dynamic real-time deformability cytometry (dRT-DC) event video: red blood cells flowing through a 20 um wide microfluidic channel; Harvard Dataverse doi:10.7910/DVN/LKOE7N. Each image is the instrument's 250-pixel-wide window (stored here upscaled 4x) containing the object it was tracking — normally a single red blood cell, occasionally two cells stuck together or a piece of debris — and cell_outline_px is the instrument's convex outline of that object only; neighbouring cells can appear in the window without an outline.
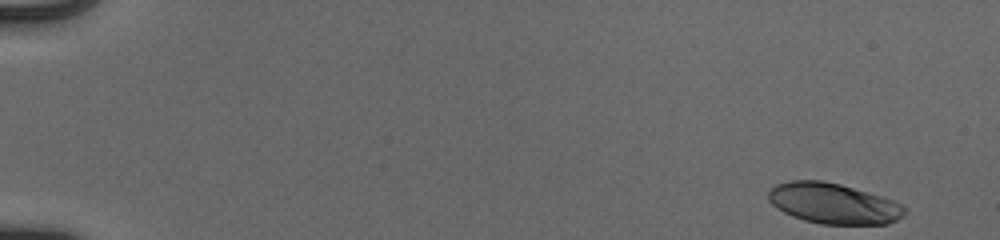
{"species": "human", "species_latin": "Homo sapiens", "temperature_condition": "cold", "stored_images_in_passage": 52, "camera_frame_rate_fps": 3000, "um_per_image_px": 0.085, "donor": {"sex": "male"}, "frame": {"image": 1, "passage_image": 1, "time_ms": 0.0, "image_size_px": [1000, 240], "cell_outline_px": [[908, 208], [904, 216], [888, 224], [820, 224], [804, 220], [792, 216], [776, 208], [768, 200], [768, 192], [776, 184], [792, 180], [824, 180], [840, 184], [880, 196], [892, 200]], "centroid_in_image_um": [70.83, 17.3], "position_along_channel_um": 14.2, "area_um2": 32.25}}
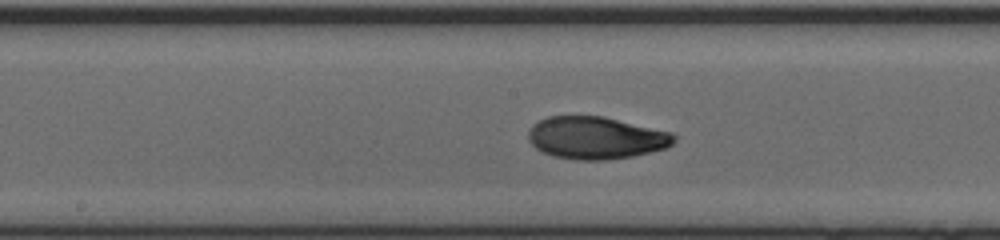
{"frame": {"image": 2, "passage_image": 28, "time_ms": 9.0, "image_size_px": [1000, 240], "cell_outline_px": [[676, 140], [672, 144], [664, 148], [632, 156], [608, 160], [576, 160], [552, 156], [536, 148], [528, 140], [528, 132], [532, 124], [548, 116], [604, 116], [672, 132], [676, 136]], "centroid_in_image_um": [50.64, 11.71], "position_along_channel_um": 197.6, "area_um2": 36.07}}
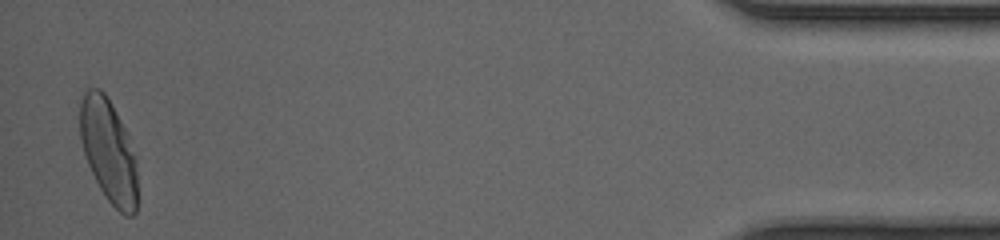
{"frame": {"image": 3, "passage_image": 51, "time_ms": 16.667, "image_size_px": [1000, 240], "cell_outline_px": [[136, 212], [132, 216], [124, 216], [108, 200], [100, 188], [88, 164], [80, 140], [80, 104], [84, 88], [100, 88], [104, 92], [120, 120], [128, 136], [136, 156]], "centroid_in_image_um": [9.22, 12.8], "position_along_channel_um": 426.0, "area_um2": 34.33}, "authors_computed_cell_mechanics": {"area_um2": 34.9401, "velocity_mm_per_s": 3.9531, "shape_relaxation_time_tau1_ms": 4.0418, "shape_relaxation_time_tau2_ms": 1.1802, "deformation_change_tau1": 0.1852, "deformation_change_tau2": 0.0576}}